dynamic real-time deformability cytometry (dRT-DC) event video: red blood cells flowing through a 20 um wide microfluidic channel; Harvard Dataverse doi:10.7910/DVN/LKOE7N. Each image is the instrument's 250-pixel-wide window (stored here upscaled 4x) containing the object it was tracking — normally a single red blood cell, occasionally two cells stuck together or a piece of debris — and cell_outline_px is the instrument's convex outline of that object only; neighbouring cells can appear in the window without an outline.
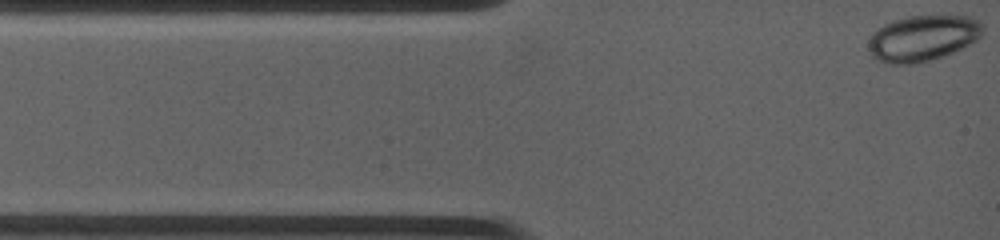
{"species": "common noctule bat (a hibernating species)", "species_latin": "Nyctalus noctula", "temperature_condition": "warm", "stored_images_in_passage": 22, "camera_frame_rate_fps": 4500, "um_per_image_px": 0.085, "animal": {"sex": "female", "body_mass_g": 19.0, "forearm_length_mm": 53.3}, "frame": {"image": 1, "passage_image": 1, "time_ms": 0.0, "image_size_px": [1000, 240], "cell_outline_px": [[980, 36], [976, 40], [968, 44], [948, 52], [924, 60], [908, 64], [900, 64], [880, 60], [872, 56], [872, 36], [880, 28], [896, 20], [908, 16], [964, 16], [980, 24]], "centroid_in_image_um": [78.43, 3.22], "position_along_channel_um": 6.6, "area_um2": 28.38}}
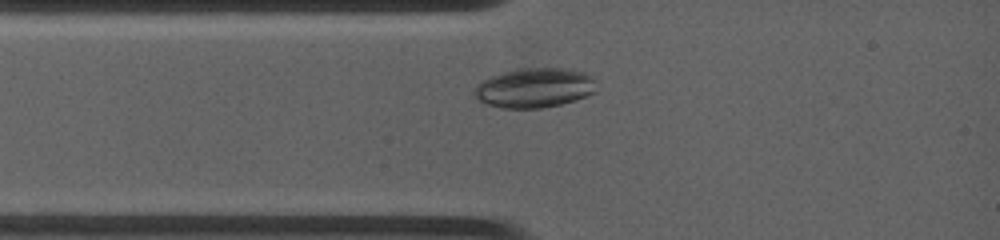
{"frame": {"image": 2, "passage_image": 16, "time_ms": 2.0, "image_size_px": [1000, 240], "cell_outline_px": [[596, 92], [560, 104], [540, 108], [500, 108], [488, 104], [480, 100], [472, 92], [484, 80], [492, 76], [504, 72], [524, 68], [568, 68], [584, 72], [592, 80]], "centroid_in_image_um": [45.42, 7.46], "position_along_channel_um": 39.6, "area_um2": 27.57}}